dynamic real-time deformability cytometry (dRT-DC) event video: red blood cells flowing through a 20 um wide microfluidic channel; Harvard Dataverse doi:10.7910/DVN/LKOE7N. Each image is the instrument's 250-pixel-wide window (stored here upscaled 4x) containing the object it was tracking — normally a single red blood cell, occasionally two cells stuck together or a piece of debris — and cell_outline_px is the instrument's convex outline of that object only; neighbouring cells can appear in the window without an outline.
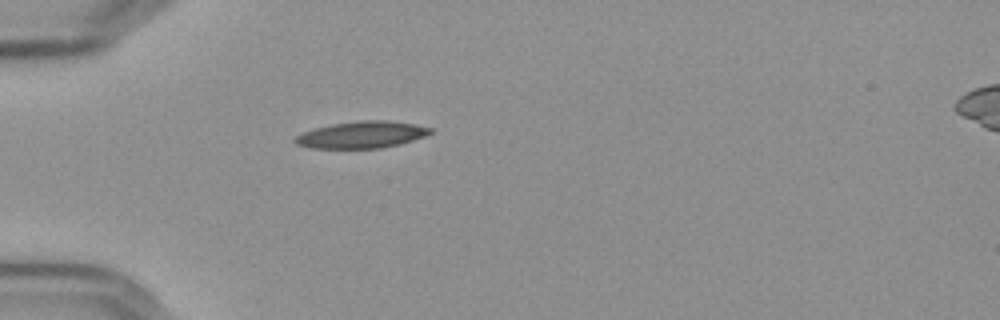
{"species": "Egyptian fruit bat (a non-hibernating species)", "species_latin": "Rousettus aegyptiacus", "temperature_condition": "cold", "stored_images_in_passage": 40, "camera_frame_rate_fps": 3000, "um_per_image_px": 0.085, "frame": {"image": 1, "passage_image": 1, "time_ms": 0.0, "image_size_px": [1000, 320], "cell_outline_px": [[432, 132], [424, 136], [412, 140], [380, 148], [312, 148], [296, 144], [292, 140], [296, 136], [304, 132], [316, 128], [332, 124], [356, 120], [388, 120], [416, 124], [432, 128]], "centroid_in_image_um": [30.73, 11.44], "position_along_channel_um": 54.3, "area_um2": 20.98}}
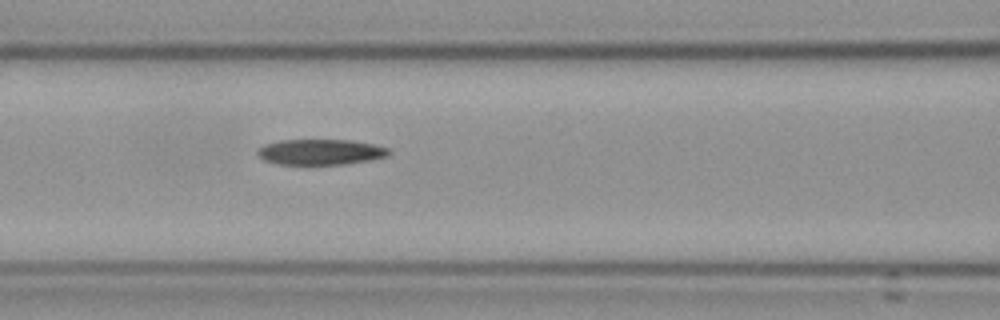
{"frame": {"image": 2, "passage_image": 9, "time_ms": 2.667, "image_size_px": [1000, 320], "cell_outline_px": [[392, 152], [388, 156], [372, 160], [344, 164], [276, 164], [264, 160], [256, 152], [264, 144], [280, 140], [352, 140], [372, 144], [388, 148]], "centroid_in_image_um": [27.27, 12.92], "position_along_channel_um": 139.3, "area_um2": 19.59}}
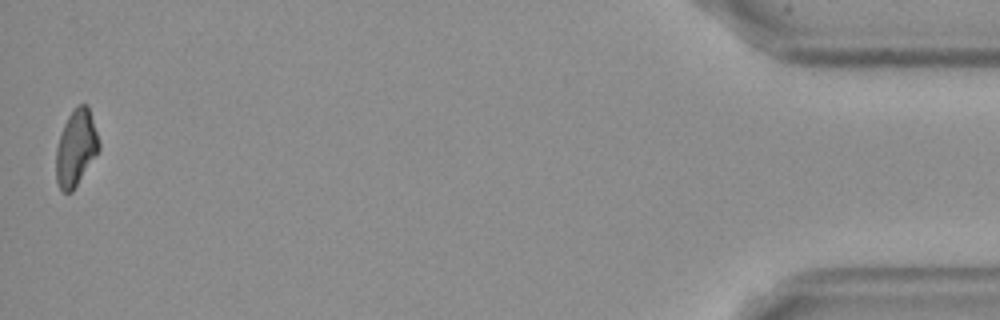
{"frame": {"image": 3, "passage_image": 40, "time_ms": 13.0, "image_size_px": [1000, 320], "cell_outline_px": [[100, 148], [72, 192], [64, 192], [60, 188], [56, 180], [56, 148], [64, 124], [72, 108], [76, 104], [88, 104], [100, 144]], "centroid_in_image_um": [6.45, 12.53], "position_along_channel_um": 428.7, "area_um2": 18.9}, "authors_computed_cell_mechanics": {"area_um2": 20.2011, "velocity_mm_per_s": 3.6205, "shape_relaxation_time_tau1_ms": null, "shape_relaxation_time_tau2_ms": 5.9042, "deformation_change_tau1": null, "deformation_change_tau2": 0.1562}}